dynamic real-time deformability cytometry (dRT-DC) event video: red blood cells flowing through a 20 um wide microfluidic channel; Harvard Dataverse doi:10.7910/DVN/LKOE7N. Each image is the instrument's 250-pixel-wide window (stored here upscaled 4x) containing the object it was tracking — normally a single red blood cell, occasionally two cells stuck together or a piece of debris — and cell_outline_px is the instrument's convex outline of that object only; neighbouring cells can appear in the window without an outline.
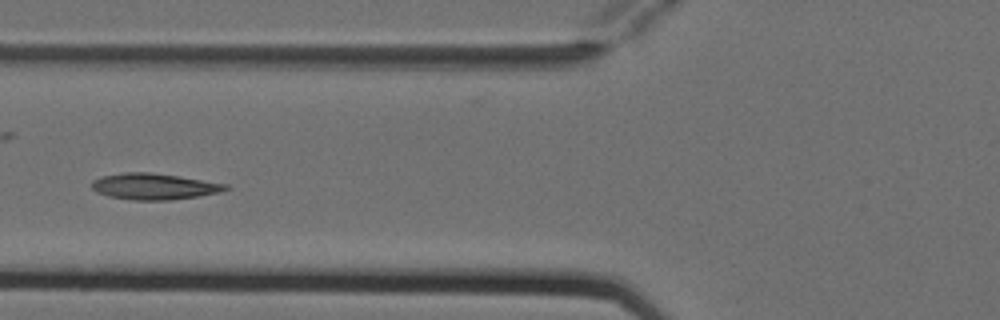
{"species": "Egyptian fruit bat (a non-hibernating species)", "species_latin": "Rousettus aegyptiacus", "temperature_condition": "cold", "stored_images_in_passage": 5, "camera_frame_rate_fps": 3000, "um_per_image_px": 0.085, "animal": {"sex": "female"}, "frame": {"image": 1, "passage_image": 5, "time_ms": 1.333, "image_size_px": [1000, 320], "cell_outline_px": [[228, 188], [220, 192], [172, 200], [132, 200], [108, 196], [96, 192], [92, 188], [92, 180], [100, 176], [124, 172], [148, 172], [176, 176], [228, 184]], "centroid_in_image_um": [13.03, 15.85], "position_along_channel_um": 112.8, "area_um2": 20.29}}